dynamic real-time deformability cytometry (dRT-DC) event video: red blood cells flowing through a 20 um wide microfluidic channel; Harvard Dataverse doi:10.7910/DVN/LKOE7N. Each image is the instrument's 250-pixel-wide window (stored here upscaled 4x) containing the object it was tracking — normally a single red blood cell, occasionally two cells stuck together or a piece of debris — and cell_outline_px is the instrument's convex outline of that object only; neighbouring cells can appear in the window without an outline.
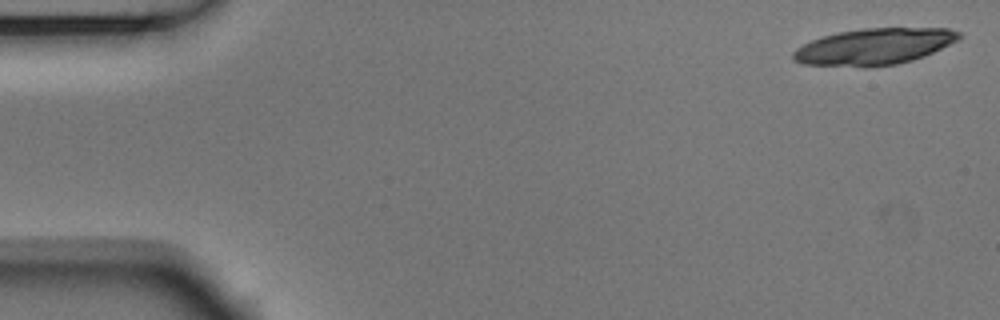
{"species": "Egyptian fruit bat (a non-hibernating species)", "species_latin": "Rousettus aegyptiacus", "temperature_condition": "room temperature", "stored_images_in_passage": 17, "camera_frame_rate_fps": 3000, "um_per_image_px": 0.085, "animal": {"sex": "male"}, "frame": {"image": 1, "passage_image": 1, "time_ms": 0.0, "image_size_px": [1000, 320], "cell_outline_px": [[960, 40], [924, 56], [912, 60], [896, 64], [800, 64], [792, 60], [792, 52], [796, 48], [812, 40], [824, 36], [840, 32], [864, 28], [948, 28], [960, 32]], "centroid_in_image_um": [74.35, 3.91], "position_along_channel_um": 10.6, "area_um2": 34.1}}